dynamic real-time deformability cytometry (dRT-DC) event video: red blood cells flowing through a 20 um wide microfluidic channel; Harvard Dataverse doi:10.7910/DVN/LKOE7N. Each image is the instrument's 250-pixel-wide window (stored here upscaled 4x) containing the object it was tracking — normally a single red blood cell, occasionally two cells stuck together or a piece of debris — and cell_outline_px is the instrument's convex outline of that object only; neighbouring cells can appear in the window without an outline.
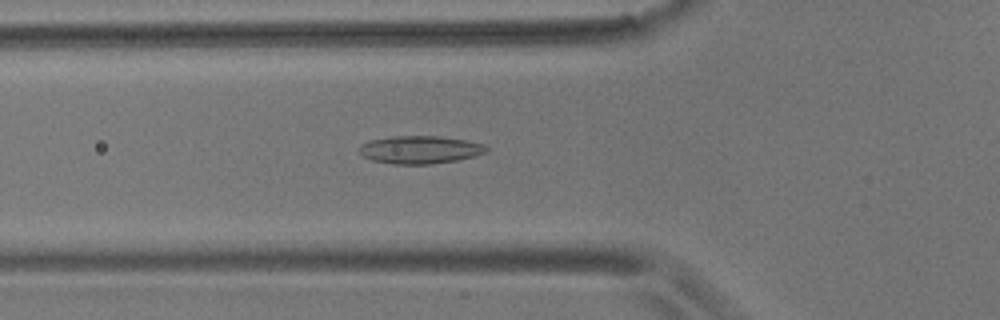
{"species": "common noctule bat (a hibernating species)", "species_latin": "Nyctalus noctula", "temperature_condition": "room temperature", "stored_images_in_passage": 51, "camera_frame_rate_fps": 3000, "um_per_image_px": 0.085, "animal": {"sex": "male", "body_mass_g": 17.9}, "frame": {"image": 1, "passage_image": 19, "time_ms": 6.0, "image_size_px": [1000, 320], "cell_outline_px": [[488, 152], [476, 156], [456, 160], [432, 164], [392, 164], [372, 160], [364, 156], [356, 148], [360, 144], [372, 140], [392, 136], [440, 136], [468, 140], [484, 144], [488, 148]], "centroid_in_image_um": [35.72, 12.72], "position_along_channel_um": 90.1, "area_um2": 20.81}}
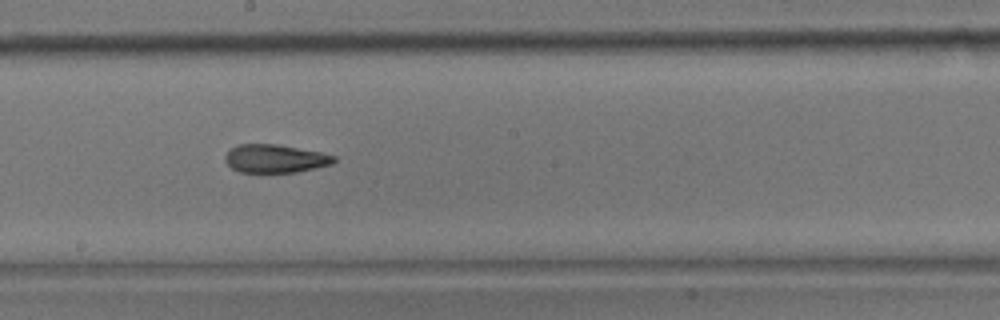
{"frame": {"image": 2, "passage_image": 30, "time_ms": 9.667, "image_size_px": [1000, 320], "cell_outline_px": [[336, 160], [332, 164], [296, 172], [240, 172], [232, 168], [224, 160], [224, 156], [236, 144], [276, 144], [320, 152], [336, 156]], "centroid_in_image_um": [23.38, 13.48], "position_along_channel_um": 224.8, "area_um2": 17.8}}
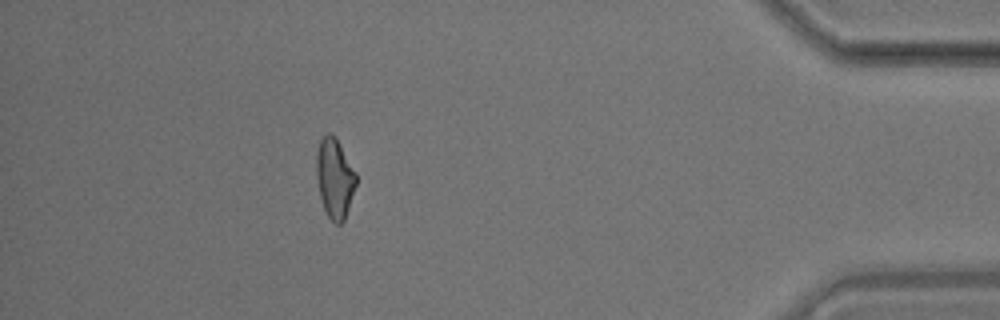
{"frame": {"image": 3, "passage_image": 49, "time_ms": 16.0, "image_size_px": [1000, 320], "cell_outline_px": [[356, 184], [344, 220], [340, 224], [336, 224], [328, 216], [324, 208], [320, 196], [316, 176], [316, 152], [320, 140], [328, 132], [332, 132], [336, 136], [356, 172]], "centroid_in_image_um": [28.44, 15.09], "position_along_channel_um": 406.8, "area_um2": 18.44}}